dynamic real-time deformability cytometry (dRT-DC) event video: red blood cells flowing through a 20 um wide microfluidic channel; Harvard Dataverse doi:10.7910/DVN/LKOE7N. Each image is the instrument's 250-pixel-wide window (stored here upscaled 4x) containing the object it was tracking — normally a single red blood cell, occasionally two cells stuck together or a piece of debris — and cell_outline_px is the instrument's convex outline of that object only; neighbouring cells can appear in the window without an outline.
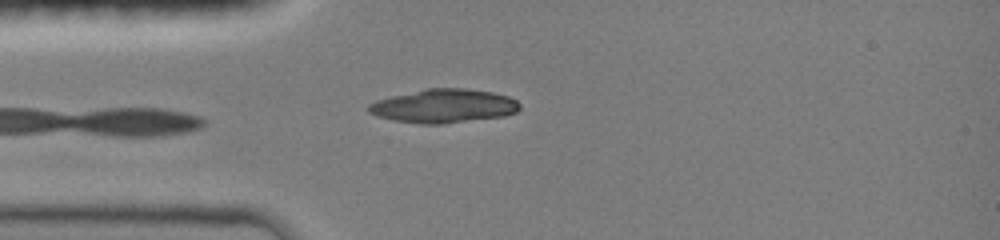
{"species": "common noctule bat (a hibernating species)", "species_latin": "Nyctalus noctula", "temperature_condition": "room temperature", "stored_images_in_passage": 2, "camera_frame_rate_fps": 3000, "um_per_image_px": 0.085, "animal": {"sex": "female", "body_mass_g": 19.0, "forearm_length_mm": 51.5}, "frame": {"image": 1, "passage_image": 2, "time_ms": 0.667, "image_size_px": [1000, 240], "cell_outline_px": [[520, 108], [516, 112], [504, 116], [440, 124], [420, 124], [396, 120], [376, 116], [368, 112], [368, 104], [376, 100], [424, 88], [464, 88], [492, 92], [508, 96], [516, 100], [520, 104]], "centroid_in_image_um": [37.71, 9.0], "position_along_channel_um": 47.3, "area_um2": 29.65}}